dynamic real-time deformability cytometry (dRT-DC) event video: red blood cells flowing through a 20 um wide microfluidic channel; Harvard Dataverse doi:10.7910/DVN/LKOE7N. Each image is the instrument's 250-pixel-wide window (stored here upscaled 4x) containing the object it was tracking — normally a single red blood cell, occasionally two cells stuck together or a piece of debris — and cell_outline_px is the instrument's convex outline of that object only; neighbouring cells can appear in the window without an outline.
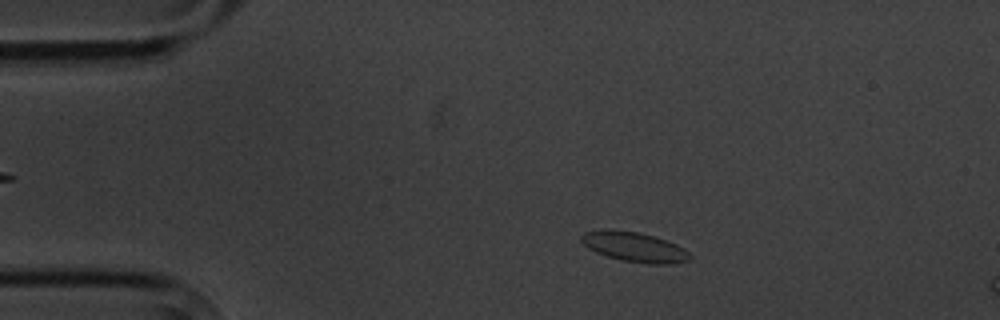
{"species": "common noctule bat (a hibernating species)", "species_latin": "Nyctalus noctula", "temperature_condition": "cold", "stored_images_in_passage": 4, "camera_frame_rate_fps": 3000, "um_per_image_px": 0.085, "animal": {"sex": "male", "body_mass_g": 20.1, "forearm_length_mm": 53.5}, "frame": {"image": 1, "passage_image": 2, "time_ms": 1.333, "image_size_px": [1000, 320], "cell_outline_px": [[692, 260], [672, 264], [648, 264], [620, 260], [596, 252], [588, 248], [580, 240], [580, 236], [584, 232], [608, 228], [640, 232], [656, 236], [676, 244], [684, 248], [692, 256]], "centroid_in_image_um": [53.94, 20.98], "position_along_channel_um": 31.1, "area_um2": 19.25}}